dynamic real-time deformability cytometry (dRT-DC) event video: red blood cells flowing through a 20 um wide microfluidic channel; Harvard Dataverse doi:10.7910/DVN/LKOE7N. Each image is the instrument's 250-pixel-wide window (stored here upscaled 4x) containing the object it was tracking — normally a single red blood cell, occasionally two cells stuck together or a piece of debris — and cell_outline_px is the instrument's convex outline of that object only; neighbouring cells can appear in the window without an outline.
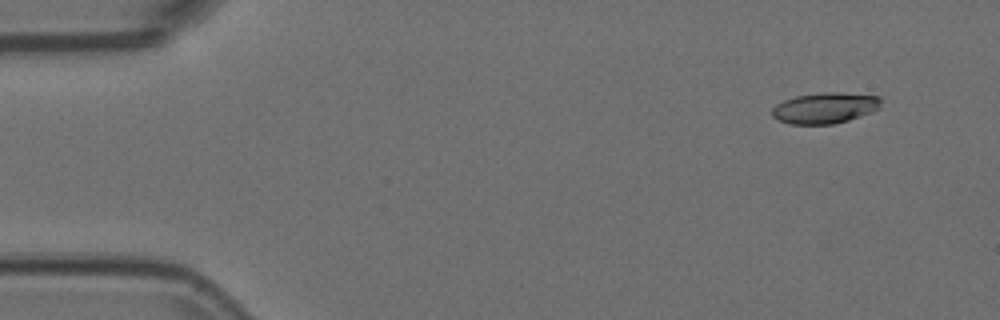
{"species": "Egyptian fruit bat (a non-hibernating species)", "species_latin": "Rousettus aegyptiacus", "temperature_condition": "room temperature", "stored_images_in_passage": 52, "camera_frame_rate_fps": 3000, "um_per_image_px": 0.085, "animal": {"sex": "female"}, "frame": {"image": 1, "passage_image": 2, "time_ms": 0.333, "image_size_px": [1000, 320], "cell_outline_px": [[880, 108], [872, 112], [848, 120], [832, 124], [792, 124], [776, 120], [772, 116], [772, 108], [776, 104], [784, 100], [796, 96], [824, 92], [840, 92], [880, 96]], "centroid_in_image_um": [70.11, 9.17], "position_along_channel_um": 14.9, "area_um2": 19.65}}
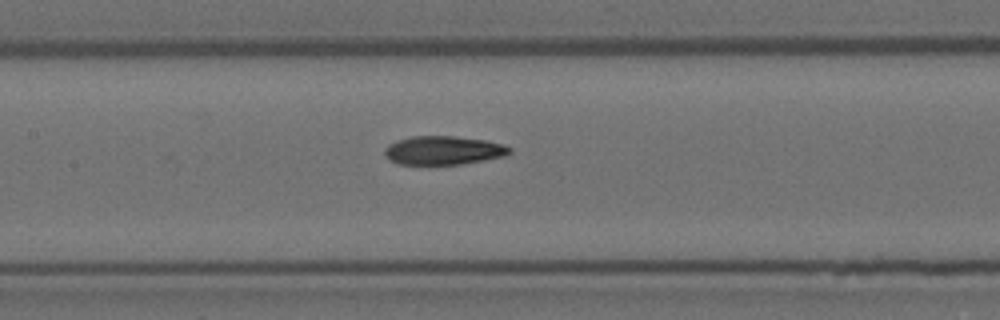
{"frame": {"image": 2, "passage_image": 23, "time_ms": 7.333, "image_size_px": [1000, 320], "cell_outline_px": [[512, 152], [504, 156], [484, 160], [460, 164], [400, 164], [384, 156], [384, 148], [388, 144], [412, 136], [456, 136], [484, 140], [504, 144], [512, 148]], "centroid_in_image_um": [37.71, 12.77], "position_along_channel_um": 169.7, "area_um2": 20.81}}
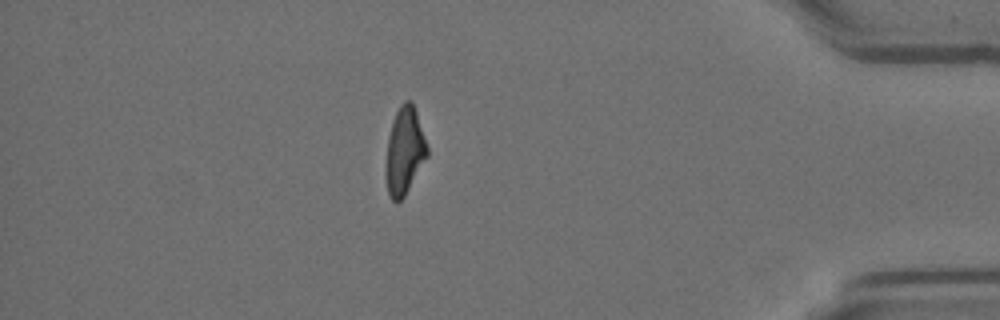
{"frame": {"image": 3, "passage_image": 45, "time_ms": 14.667, "image_size_px": [1000, 320], "cell_outline_px": [[428, 156], [404, 196], [396, 204], [392, 200], [388, 192], [384, 172], [384, 168], [388, 136], [392, 120], [400, 104], [404, 100], [412, 100], [428, 148]], "centroid_in_image_um": [34.35, 12.83], "position_along_channel_um": 400.8, "area_um2": 21.21}, "authors_computed_cell_mechanics": {"area_um2": 21.0681, "velocity_mm_per_s": 3.7304, "shape_relaxation_time_tau1_ms": 7.0253, "shape_relaxation_time_tau2_ms": 3.3404, "deformation_change_tau1": 0.2269, "deformation_change_tau2": 0.1161}}